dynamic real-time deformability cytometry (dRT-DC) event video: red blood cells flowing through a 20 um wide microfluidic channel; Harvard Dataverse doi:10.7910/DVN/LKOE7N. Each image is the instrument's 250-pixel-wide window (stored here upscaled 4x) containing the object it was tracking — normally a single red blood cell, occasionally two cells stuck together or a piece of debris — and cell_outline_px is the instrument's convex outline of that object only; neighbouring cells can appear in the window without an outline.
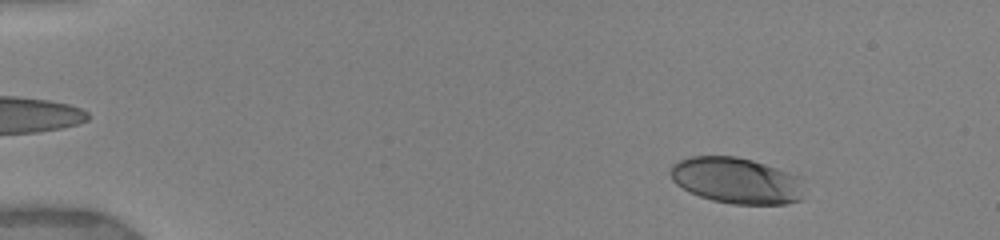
{"species": "human", "species_latin": "Homo sapiens", "temperature_condition": "warm", "stored_images_in_passage": 13, "camera_frame_rate_fps": 3000, "um_per_image_px": 0.085, "donor": {"sex": "female"}, "frame": {"image": 1, "passage_image": 4, "time_ms": 1.333, "image_size_px": [1000, 240], "cell_outline_px": [[804, 200], [784, 204], [732, 204], [712, 200], [688, 192], [676, 184], [672, 180], [668, 172], [672, 164], [680, 160], [692, 156], [736, 156], [752, 160], [800, 176]], "centroid_in_image_um": [62.58, 15.35], "position_along_channel_um": 22.4, "area_um2": 36.18}}
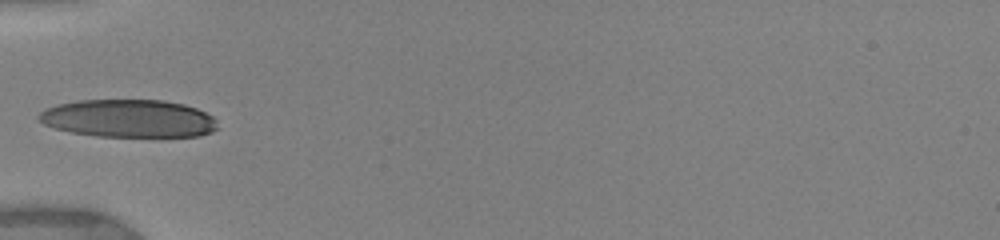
{"frame": {"image": 2, "passage_image": 10, "time_ms": 5.333, "image_size_px": [1000, 240], "cell_outline_px": [[216, 128], [212, 132], [200, 136], [96, 136], [72, 132], [56, 128], [44, 124], [36, 116], [44, 108], [56, 104], [80, 100], [164, 100], [184, 104], [196, 108], [212, 116], [216, 120]], "centroid_in_image_um": [10.91, 10.06], "position_along_channel_um": 74.1, "area_um2": 39.36}}